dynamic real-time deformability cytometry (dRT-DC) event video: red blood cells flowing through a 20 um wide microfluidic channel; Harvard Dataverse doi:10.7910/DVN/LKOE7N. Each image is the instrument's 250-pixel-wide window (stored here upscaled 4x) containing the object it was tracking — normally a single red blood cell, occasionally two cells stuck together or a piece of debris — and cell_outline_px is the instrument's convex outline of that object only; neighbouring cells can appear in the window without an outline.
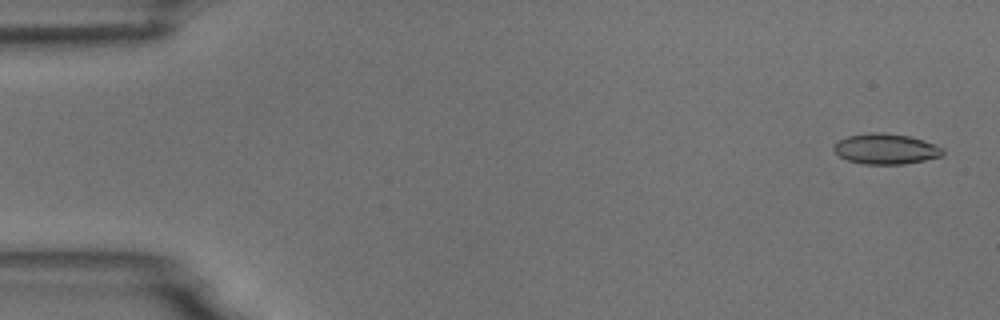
{"species": "common noctule bat (a hibernating species)", "species_latin": "Nyctalus noctula", "temperature_condition": "room temperature", "stored_images_in_passage": 5, "camera_frame_rate_fps": 3000, "um_per_image_px": 0.085, "animal": {"sex": "male", "body_mass_g": 18.8}, "frame": {"image": 1, "passage_image": 1, "time_ms": 0.0, "image_size_px": [1000, 320], "cell_outline_px": [[944, 152], [940, 156], [924, 160], [904, 164], [864, 164], [848, 160], [840, 156], [832, 148], [840, 140], [848, 136], [872, 132], [884, 132], [908, 136], [924, 140], [936, 144], [944, 148]], "centroid_in_image_um": [75.32, 12.65], "position_along_channel_um": 9.7, "area_um2": 19.25}}
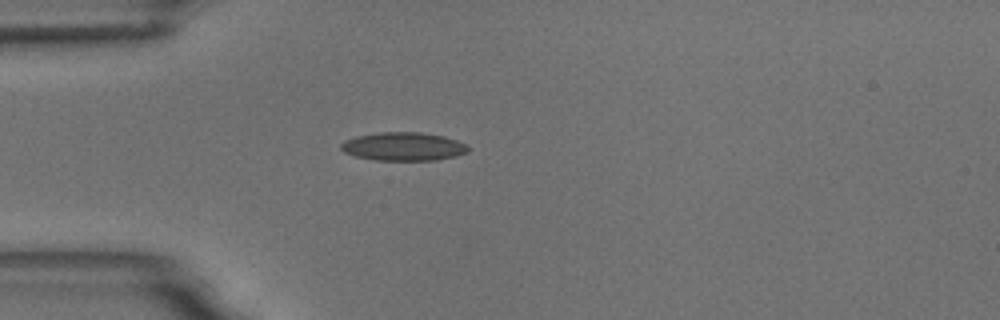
{"frame": {"image": 2, "passage_image": 4, "time_ms": 4.333, "image_size_px": [1000, 320], "cell_outline_px": [[468, 152], [456, 156], [436, 160], [376, 160], [356, 156], [344, 152], [340, 148], [340, 144], [344, 140], [356, 136], [380, 132], [420, 132], [444, 136], [468, 144]], "centroid_in_image_um": [34.3, 12.45], "position_along_channel_um": 50.7, "area_um2": 21.1}}